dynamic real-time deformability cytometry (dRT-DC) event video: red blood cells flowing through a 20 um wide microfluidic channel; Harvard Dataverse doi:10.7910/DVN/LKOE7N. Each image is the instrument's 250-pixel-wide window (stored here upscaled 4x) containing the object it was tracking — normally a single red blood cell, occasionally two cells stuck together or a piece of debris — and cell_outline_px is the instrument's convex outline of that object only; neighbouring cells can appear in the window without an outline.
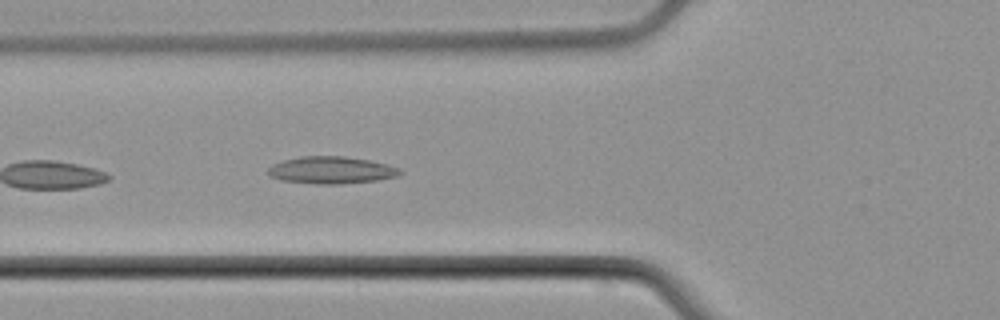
{"species": "common noctule bat (a hibernating species)", "species_latin": "Nyctalus noctula", "temperature_condition": "cold", "stored_images_in_passage": 5, "camera_frame_rate_fps": 3000, "um_per_image_px": 0.085, "animal": {"sex": "male", "body_mass_g": 21.5, "forearm_length_mm": 52.0}, "frame": {"image": 1, "passage_image": 5, "time_ms": 5.667, "image_size_px": [1000, 320], "cell_outline_px": [[404, 172], [396, 176], [376, 180], [340, 184], [316, 184], [280, 180], [272, 176], [268, 172], [268, 168], [272, 164], [284, 160], [300, 156], [344, 156], [368, 160], [388, 164], [400, 168]], "centroid_in_image_um": [28.17, 14.46], "position_along_channel_um": 97.6, "area_um2": 20.87}}